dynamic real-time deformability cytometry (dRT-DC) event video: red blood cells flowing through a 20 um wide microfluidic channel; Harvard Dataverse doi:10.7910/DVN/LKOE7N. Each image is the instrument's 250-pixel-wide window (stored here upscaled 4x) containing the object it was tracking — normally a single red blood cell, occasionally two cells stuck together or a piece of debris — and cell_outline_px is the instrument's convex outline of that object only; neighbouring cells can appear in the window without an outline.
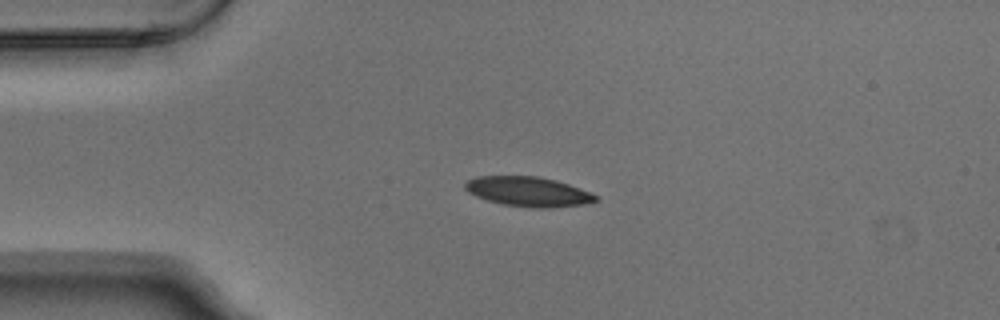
{"species": "Egyptian fruit bat (a non-hibernating species)", "species_latin": "Rousettus aegyptiacus", "temperature_condition": "warm", "stored_images_in_passage": 4, "camera_frame_rate_fps": 3000, "um_per_image_px": 0.085, "animal": {"sex": "male"}, "frame": {"image": 1, "passage_image": 3, "time_ms": 0.667, "image_size_px": [1000, 320], "cell_outline_px": [[600, 200], [584, 204], [544, 208], [532, 208], [504, 204], [488, 200], [476, 196], [468, 192], [464, 188], [464, 184], [468, 180], [476, 176], [536, 176], [556, 180], [592, 192]], "centroid_in_image_um": [44.9, 16.28], "position_along_channel_um": 40.1, "area_um2": 22.54}}